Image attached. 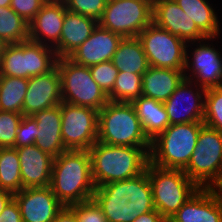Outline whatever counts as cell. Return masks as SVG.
Returning <instances> with one entry per match:
<instances>
[{
	"mask_svg": "<svg viewBox=\"0 0 222 222\" xmlns=\"http://www.w3.org/2000/svg\"><path fill=\"white\" fill-rule=\"evenodd\" d=\"M107 222H133L141 214L155 210L148 173L96 187L92 198Z\"/></svg>",
	"mask_w": 222,
	"mask_h": 222,
	"instance_id": "cell-1",
	"label": "cell"
},
{
	"mask_svg": "<svg viewBox=\"0 0 222 222\" xmlns=\"http://www.w3.org/2000/svg\"><path fill=\"white\" fill-rule=\"evenodd\" d=\"M49 187L64 206L91 200L96 187L89 150H67L54 158Z\"/></svg>",
	"mask_w": 222,
	"mask_h": 222,
	"instance_id": "cell-2",
	"label": "cell"
},
{
	"mask_svg": "<svg viewBox=\"0 0 222 222\" xmlns=\"http://www.w3.org/2000/svg\"><path fill=\"white\" fill-rule=\"evenodd\" d=\"M151 147H128L97 141L90 149L95 187L133 178L146 170Z\"/></svg>",
	"mask_w": 222,
	"mask_h": 222,
	"instance_id": "cell-3",
	"label": "cell"
},
{
	"mask_svg": "<svg viewBox=\"0 0 222 222\" xmlns=\"http://www.w3.org/2000/svg\"><path fill=\"white\" fill-rule=\"evenodd\" d=\"M97 141L104 144L151 147L132 103L109 101L98 111Z\"/></svg>",
	"mask_w": 222,
	"mask_h": 222,
	"instance_id": "cell-4",
	"label": "cell"
},
{
	"mask_svg": "<svg viewBox=\"0 0 222 222\" xmlns=\"http://www.w3.org/2000/svg\"><path fill=\"white\" fill-rule=\"evenodd\" d=\"M203 122L169 125L151 141L150 163L165 169L183 170L197 145Z\"/></svg>",
	"mask_w": 222,
	"mask_h": 222,
	"instance_id": "cell-5",
	"label": "cell"
},
{
	"mask_svg": "<svg viewBox=\"0 0 222 222\" xmlns=\"http://www.w3.org/2000/svg\"><path fill=\"white\" fill-rule=\"evenodd\" d=\"M154 208L170 219L199 189L181 169H165L150 162L146 167Z\"/></svg>",
	"mask_w": 222,
	"mask_h": 222,
	"instance_id": "cell-6",
	"label": "cell"
},
{
	"mask_svg": "<svg viewBox=\"0 0 222 222\" xmlns=\"http://www.w3.org/2000/svg\"><path fill=\"white\" fill-rule=\"evenodd\" d=\"M58 57L54 48L30 40L6 44L0 55V75L30 78L51 71Z\"/></svg>",
	"mask_w": 222,
	"mask_h": 222,
	"instance_id": "cell-7",
	"label": "cell"
},
{
	"mask_svg": "<svg viewBox=\"0 0 222 222\" xmlns=\"http://www.w3.org/2000/svg\"><path fill=\"white\" fill-rule=\"evenodd\" d=\"M56 66L60 75L63 102L101 110L108 95L91 76L90 68L74 63L68 57L58 58Z\"/></svg>",
	"mask_w": 222,
	"mask_h": 222,
	"instance_id": "cell-8",
	"label": "cell"
},
{
	"mask_svg": "<svg viewBox=\"0 0 222 222\" xmlns=\"http://www.w3.org/2000/svg\"><path fill=\"white\" fill-rule=\"evenodd\" d=\"M221 164L222 132L204 124L189 163L183 171L199 188L216 190Z\"/></svg>",
	"mask_w": 222,
	"mask_h": 222,
	"instance_id": "cell-9",
	"label": "cell"
},
{
	"mask_svg": "<svg viewBox=\"0 0 222 222\" xmlns=\"http://www.w3.org/2000/svg\"><path fill=\"white\" fill-rule=\"evenodd\" d=\"M153 3L148 0H107L98 24L125 37H138L152 23Z\"/></svg>",
	"mask_w": 222,
	"mask_h": 222,
	"instance_id": "cell-10",
	"label": "cell"
},
{
	"mask_svg": "<svg viewBox=\"0 0 222 222\" xmlns=\"http://www.w3.org/2000/svg\"><path fill=\"white\" fill-rule=\"evenodd\" d=\"M138 38L151 67L185 69L186 50L191 45L183 39L158 27L153 22L139 33Z\"/></svg>",
	"mask_w": 222,
	"mask_h": 222,
	"instance_id": "cell-11",
	"label": "cell"
},
{
	"mask_svg": "<svg viewBox=\"0 0 222 222\" xmlns=\"http://www.w3.org/2000/svg\"><path fill=\"white\" fill-rule=\"evenodd\" d=\"M61 136L67 150H89L98 135V111L89 107L60 103Z\"/></svg>",
	"mask_w": 222,
	"mask_h": 222,
	"instance_id": "cell-12",
	"label": "cell"
},
{
	"mask_svg": "<svg viewBox=\"0 0 222 222\" xmlns=\"http://www.w3.org/2000/svg\"><path fill=\"white\" fill-rule=\"evenodd\" d=\"M211 39L214 37L199 40V45L191 54H188L189 51L186 50L184 77L192 82L195 80L194 84L199 83L198 85L204 89L222 86V55L220 51L215 50L214 46L209 43L205 44L207 40L211 41ZM189 55H192L191 60ZM187 71H191L192 74H187Z\"/></svg>",
	"mask_w": 222,
	"mask_h": 222,
	"instance_id": "cell-13",
	"label": "cell"
},
{
	"mask_svg": "<svg viewBox=\"0 0 222 222\" xmlns=\"http://www.w3.org/2000/svg\"><path fill=\"white\" fill-rule=\"evenodd\" d=\"M192 83L194 82L184 78L164 102L170 125L203 122L206 89ZM192 86L196 89L194 90Z\"/></svg>",
	"mask_w": 222,
	"mask_h": 222,
	"instance_id": "cell-14",
	"label": "cell"
},
{
	"mask_svg": "<svg viewBox=\"0 0 222 222\" xmlns=\"http://www.w3.org/2000/svg\"><path fill=\"white\" fill-rule=\"evenodd\" d=\"M152 22L192 45L196 41L208 38L175 0H155Z\"/></svg>",
	"mask_w": 222,
	"mask_h": 222,
	"instance_id": "cell-15",
	"label": "cell"
},
{
	"mask_svg": "<svg viewBox=\"0 0 222 222\" xmlns=\"http://www.w3.org/2000/svg\"><path fill=\"white\" fill-rule=\"evenodd\" d=\"M23 222H52L64 205L48 187L23 188L14 194Z\"/></svg>",
	"mask_w": 222,
	"mask_h": 222,
	"instance_id": "cell-16",
	"label": "cell"
},
{
	"mask_svg": "<svg viewBox=\"0 0 222 222\" xmlns=\"http://www.w3.org/2000/svg\"><path fill=\"white\" fill-rule=\"evenodd\" d=\"M62 102L60 75L57 66L51 71L30 77L22 105L23 116L52 108Z\"/></svg>",
	"mask_w": 222,
	"mask_h": 222,
	"instance_id": "cell-17",
	"label": "cell"
},
{
	"mask_svg": "<svg viewBox=\"0 0 222 222\" xmlns=\"http://www.w3.org/2000/svg\"><path fill=\"white\" fill-rule=\"evenodd\" d=\"M66 11L63 0H47L29 23V40L54 48L61 37Z\"/></svg>",
	"mask_w": 222,
	"mask_h": 222,
	"instance_id": "cell-18",
	"label": "cell"
},
{
	"mask_svg": "<svg viewBox=\"0 0 222 222\" xmlns=\"http://www.w3.org/2000/svg\"><path fill=\"white\" fill-rule=\"evenodd\" d=\"M123 37L99 24L90 37L68 56L74 63L90 67L111 61Z\"/></svg>",
	"mask_w": 222,
	"mask_h": 222,
	"instance_id": "cell-19",
	"label": "cell"
},
{
	"mask_svg": "<svg viewBox=\"0 0 222 222\" xmlns=\"http://www.w3.org/2000/svg\"><path fill=\"white\" fill-rule=\"evenodd\" d=\"M173 222H222V200L211 188H199L170 218Z\"/></svg>",
	"mask_w": 222,
	"mask_h": 222,
	"instance_id": "cell-20",
	"label": "cell"
},
{
	"mask_svg": "<svg viewBox=\"0 0 222 222\" xmlns=\"http://www.w3.org/2000/svg\"><path fill=\"white\" fill-rule=\"evenodd\" d=\"M16 149L20 160L22 189L48 187L54 157L40 150L35 144Z\"/></svg>",
	"mask_w": 222,
	"mask_h": 222,
	"instance_id": "cell-21",
	"label": "cell"
},
{
	"mask_svg": "<svg viewBox=\"0 0 222 222\" xmlns=\"http://www.w3.org/2000/svg\"><path fill=\"white\" fill-rule=\"evenodd\" d=\"M37 124L35 145L43 152L56 158L67 151L61 136L60 104L49 109L35 112L31 116Z\"/></svg>",
	"mask_w": 222,
	"mask_h": 222,
	"instance_id": "cell-22",
	"label": "cell"
},
{
	"mask_svg": "<svg viewBox=\"0 0 222 222\" xmlns=\"http://www.w3.org/2000/svg\"><path fill=\"white\" fill-rule=\"evenodd\" d=\"M97 25L95 19L67 10L59 43L54 47L57 57L71 55L90 37Z\"/></svg>",
	"mask_w": 222,
	"mask_h": 222,
	"instance_id": "cell-23",
	"label": "cell"
},
{
	"mask_svg": "<svg viewBox=\"0 0 222 222\" xmlns=\"http://www.w3.org/2000/svg\"><path fill=\"white\" fill-rule=\"evenodd\" d=\"M184 70L149 67L142 74V95L165 102L184 79Z\"/></svg>",
	"mask_w": 222,
	"mask_h": 222,
	"instance_id": "cell-24",
	"label": "cell"
},
{
	"mask_svg": "<svg viewBox=\"0 0 222 222\" xmlns=\"http://www.w3.org/2000/svg\"><path fill=\"white\" fill-rule=\"evenodd\" d=\"M132 104L144 133L150 141L154 140L170 125L164 102L141 95Z\"/></svg>",
	"mask_w": 222,
	"mask_h": 222,
	"instance_id": "cell-25",
	"label": "cell"
},
{
	"mask_svg": "<svg viewBox=\"0 0 222 222\" xmlns=\"http://www.w3.org/2000/svg\"><path fill=\"white\" fill-rule=\"evenodd\" d=\"M118 71L140 74L150 67L138 37L123 38L111 60Z\"/></svg>",
	"mask_w": 222,
	"mask_h": 222,
	"instance_id": "cell-26",
	"label": "cell"
},
{
	"mask_svg": "<svg viewBox=\"0 0 222 222\" xmlns=\"http://www.w3.org/2000/svg\"><path fill=\"white\" fill-rule=\"evenodd\" d=\"M178 6L192 19L207 36L217 38L220 28L215 10L208 0H175Z\"/></svg>",
	"mask_w": 222,
	"mask_h": 222,
	"instance_id": "cell-27",
	"label": "cell"
},
{
	"mask_svg": "<svg viewBox=\"0 0 222 222\" xmlns=\"http://www.w3.org/2000/svg\"><path fill=\"white\" fill-rule=\"evenodd\" d=\"M28 78L0 75V111L22 114Z\"/></svg>",
	"mask_w": 222,
	"mask_h": 222,
	"instance_id": "cell-28",
	"label": "cell"
},
{
	"mask_svg": "<svg viewBox=\"0 0 222 222\" xmlns=\"http://www.w3.org/2000/svg\"><path fill=\"white\" fill-rule=\"evenodd\" d=\"M20 168L17 149L0 148V189L13 194L22 190Z\"/></svg>",
	"mask_w": 222,
	"mask_h": 222,
	"instance_id": "cell-29",
	"label": "cell"
},
{
	"mask_svg": "<svg viewBox=\"0 0 222 222\" xmlns=\"http://www.w3.org/2000/svg\"><path fill=\"white\" fill-rule=\"evenodd\" d=\"M0 39L5 45L29 40V23L16 14L10 6L0 7Z\"/></svg>",
	"mask_w": 222,
	"mask_h": 222,
	"instance_id": "cell-30",
	"label": "cell"
},
{
	"mask_svg": "<svg viewBox=\"0 0 222 222\" xmlns=\"http://www.w3.org/2000/svg\"><path fill=\"white\" fill-rule=\"evenodd\" d=\"M142 95V75L119 71L109 101L132 103Z\"/></svg>",
	"mask_w": 222,
	"mask_h": 222,
	"instance_id": "cell-31",
	"label": "cell"
},
{
	"mask_svg": "<svg viewBox=\"0 0 222 222\" xmlns=\"http://www.w3.org/2000/svg\"><path fill=\"white\" fill-rule=\"evenodd\" d=\"M203 123L222 132V86L206 89Z\"/></svg>",
	"mask_w": 222,
	"mask_h": 222,
	"instance_id": "cell-32",
	"label": "cell"
},
{
	"mask_svg": "<svg viewBox=\"0 0 222 222\" xmlns=\"http://www.w3.org/2000/svg\"><path fill=\"white\" fill-rule=\"evenodd\" d=\"M23 114L0 111V148H15L18 125Z\"/></svg>",
	"mask_w": 222,
	"mask_h": 222,
	"instance_id": "cell-33",
	"label": "cell"
},
{
	"mask_svg": "<svg viewBox=\"0 0 222 222\" xmlns=\"http://www.w3.org/2000/svg\"><path fill=\"white\" fill-rule=\"evenodd\" d=\"M90 73L94 81L108 95L114 87L119 71L112 61L102 62L90 66Z\"/></svg>",
	"mask_w": 222,
	"mask_h": 222,
	"instance_id": "cell-34",
	"label": "cell"
},
{
	"mask_svg": "<svg viewBox=\"0 0 222 222\" xmlns=\"http://www.w3.org/2000/svg\"><path fill=\"white\" fill-rule=\"evenodd\" d=\"M68 11L85 15L99 21L107 0H63Z\"/></svg>",
	"mask_w": 222,
	"mask_h": 222,
	"instance_id": "cell-35",
	"label": "cell"
},
{
	"mask_svg": "<svg viewBox=\"0 0 222 222\" xmlns=\"http://www.w3.org/2000/svg\"><path fill=\"white\" fill-rule=\"evenodd\" d=\"M69 207L74 211L78 222H107L102 209L93 199Z\"/></svg>",
	"mask_w": 222,
	"mask_h": 222,
	"instance_id": "cell-36",
	"label": "cell"
},
{
	"mask_svg": "<svg viewBox=\"0 0 222 222\" xmlns=\"http://www.w3.org/2000/svg\"><path fill=\"white\" fill-rule=\"evenodd\" d=\"M36 121L31 116H23L18 125L15 148H21L36 143Z\"/></svg>",
	"mask_w": 222,
	"mask_h": 222,
	"instance_id": "cell-37",
	"label": "cell"
},
{
	"mask_svg": "<svg viewBox=\"0 0 222 222\" xmlns=\"http://www.w3.org/2000/svg\"><path fill=\"white\" fill-rule=\"evenodd\" d=\"M47 0H11L10 8L30 23Z\"/></svg>",
	"mask_w": 222,
	"mask_h": 222,
	"instance_id": "cell-38",
	"label": "cell"
},
{
	"mask_svg": "<svg viewBox=\"0 0 222 222\" xmlns=\"http://www.w3.org/2000/svg\"><path fill=\"white\" fill-rule=\"evenodd\" d=\"M0 222H23L19 205L14 198L0 213Z\"/></svg>",
	"mask_w": 222,
	"mask_h": 222,
	"instance_id": "cell-39",
	"label": "cell"
},
{
	"mask_svg": "<svg viewBox=\"0 0 222 222\" xmlns=\"http://www.w3.org/2000/svg\"><path fill=\"white\" fill-rule=\"evenodd\" d=\"M52 222H78L74 211L69 206H64Z\"/></svg>",
	"mask_w": 222,
	"mask_h": 222,
	"instance_id": "cell-40",
	"label": "cell"
},
{
	"mask_svg": "<svg viewBox=\"0 0 222 222\" xmlns=\"http://www.w3.org/2000/svg\"><path fill=\"white\" fill-rule=\"evenodd\" d=\"M165 218L155 209L138 216L133 222H162Z\"/></svg>",
	"mask_w": 222,
	"mask_h": 222,
	"instance_id": "cell-41",
	"label": "cell"
},
{
	"mask_svg": "<svg viewBox=\"0 0 222 222\" xmlns=\"http://www.w3.org/2000/svg\"><path fill=\"white\" fill-rule=\"evenodd\" d=\"M14 198V194L0 189V213L3 211L4 207Z\"/></svg>",
	"mask_w": 222,
	"mask_h": 222,
	"instance_id": "cell-42",
	"label": "cell"
},
{
	"mask_svg": "<svg viewBox=\"0 0 222 222\" xmlns=\"http://www.w3.org/2000/svg\"><path fill=\"white\" fill-rule=\"evenodd\" d=\"M11 4V0H0V7H8Z\"/></svg>",
	"mask_w": 222,
	"mask_h": 222,
	"instance_id": "cell-43",
	"label": "cell"
},
{
	"mask_svg": "<svg viewBox=\"0 0 222 222\" xmlns=\"http://www.w3.org/2000/svg\"><path fill=\"white\" fill-rule=\"evenodd\" d=\"M222 184V164L218 174V187Z\"/></svg>",
	"mask_w": 222,
	"mask_h": 222,
	"instance_id": "cell-44",
	"label": "cell"
},
{
	"mask_svg": "<svg viewBox=\"0 0 222 222\" xmlns=\"http://www.w3.org/2000/svg\"><path fill=\"white\" fill-rule=\"evenodd\" d=\"M215 191L217 192L220 199L222 200V184Z\"/></svg>",
	"mask_w": 222,
	"mask_h": 222,
	"instance_id": "cell-45",
	"label": "cell"
},
{
	"mask_svg": "<svg viewBox=\"0 0 222 222\" xmlns=\"http://www.w3.org/2000/svg\"><path fill=\"white\" fill-rule=\"evenodd\" d=\"M5 43L0 39V55L4 49Z\"/></svg>",
	"mask_w": 222,
	"mask_h": 222,
	"instance_id": "cell-46",
	"label": "cell"
},
{
	"mask_svg": "<svg viewBox=\"0 0 222 222\" xmlns=\"http://www.w3.org/2000/svg\"><path fill=\"white\" fill-rule=\"evenodd\" d=\"M162 222H173L171 219H164Z\"/></svg>",
	"mask_w": 222,
	"mask_h": 222,
	"instance_id": "cell-47",
	"label": "cell"
}]
</instances>
